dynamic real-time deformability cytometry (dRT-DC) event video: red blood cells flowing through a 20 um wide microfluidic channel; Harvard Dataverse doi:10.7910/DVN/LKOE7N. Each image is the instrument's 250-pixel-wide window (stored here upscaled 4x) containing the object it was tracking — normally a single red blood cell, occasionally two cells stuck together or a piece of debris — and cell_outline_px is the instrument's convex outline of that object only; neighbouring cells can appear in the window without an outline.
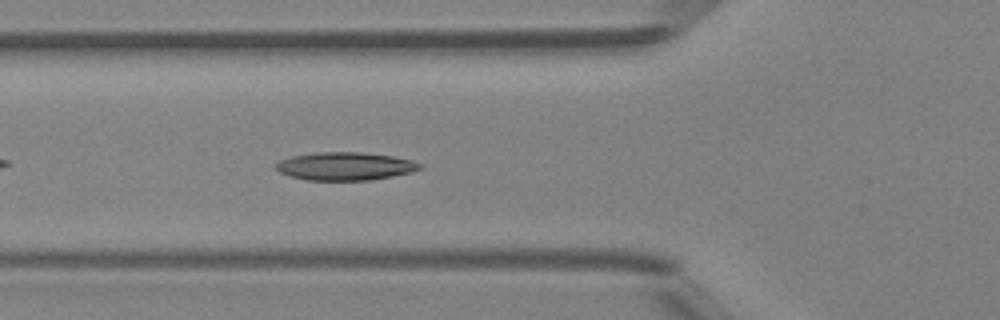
{"species": "Egyptian fruit bat (a non-hibernating species)", "species_latin": "Rousettus aegyptiacus", "temperature_condition": "room temperature", "stored_images_in_passage": 37, "camera_frame_rate_fps": 3000, "um_per_image_px": 0.085, "animal": {"sex": "female"}, "frame": {"image": 1, "passage_image": 6, "time_ms": 1.667, "image_size_px": [1000, 320], "cell_outline_px": [[424, 168], [412, 172], [372, 180], [304, 180], [288, 176], [280, 172], [276, 168], [276, 164], [280, 160], [292, 156], [316, 152], [364, 152], [392, 156], [412, 160], [424, 164]], "centroid_in_image_um": [29.37, 14.13], "position_along_channel_um": 96.4, "area_um2": 23.76}}
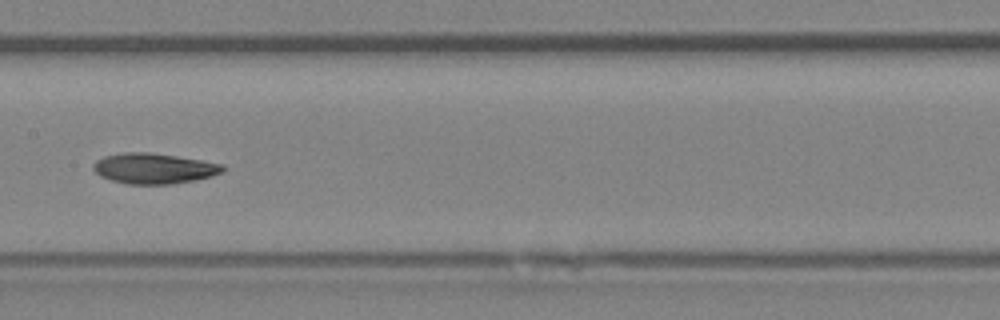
{"frame": {"image": 2, "passage_image": 13, "time_ms": 4.0, "image_size_px": [1000, 320], "cell_outline_px": [[224, 172], [212, 176], [172, 184], [128, 184], [112, 180], [100, 176], [92, 168], [92, 164], [96, 160], [104, 156], [124, 152], [148, 152], [176, 156], [224, 164]], "centroid_in_image_um": [13.07, 14.31], "position_along_channel_um": 194.3, "area_um2": 22.95}}
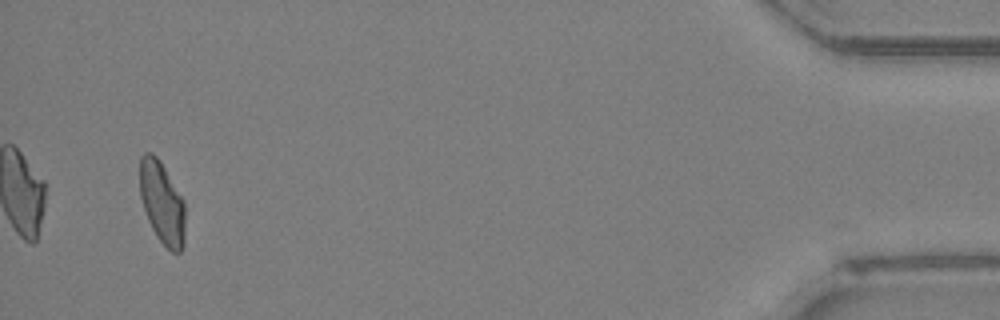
{"frame": {"image": 3, "passage_image": 35, "time_ms": 11.333, "image_size_px": [1000, 320], "cell_outline_px": [[184, 244], [180, 252], [172, 252], [156, 236], [148, 220], [140, 196], [140, 156], [144, 152], [152, 152], [160, 160], [184, 200]], "centroid_in_image_um": [13.77, 17.2], "position_along_channel_um": 421.4, "area_um2": 21.68}, "authors_computed_cell_mechanics": {"area_um2": 22.9466, "velocity_mm_per_s": 4.2128, "shape_relaxation_time_tau1_ms": 6.347, "shape_relaxation_time_tau2_ms": 7.5834, "deformation_change_tau1": 0.1613, "deformation_change_tau2": 0.1471}}